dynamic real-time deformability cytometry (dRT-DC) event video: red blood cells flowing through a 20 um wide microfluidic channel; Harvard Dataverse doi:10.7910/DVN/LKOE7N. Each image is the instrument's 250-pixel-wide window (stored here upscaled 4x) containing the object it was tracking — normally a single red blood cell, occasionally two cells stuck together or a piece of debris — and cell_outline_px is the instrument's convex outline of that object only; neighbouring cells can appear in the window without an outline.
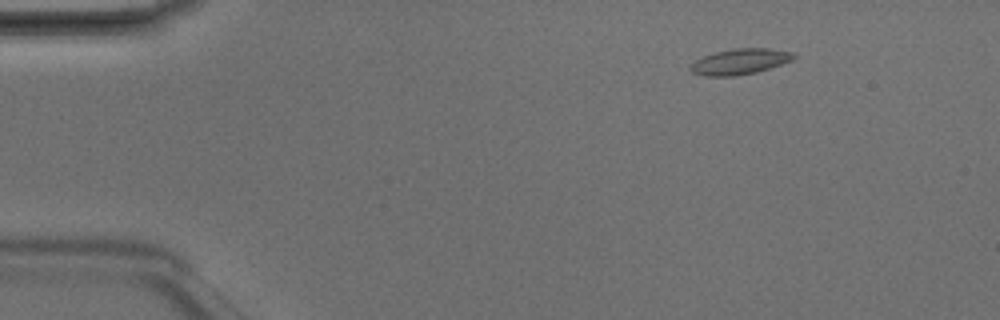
{"species": "Egyptian fruit bat (a non-hibernating species)", "species_latin": "Rousettus aegyptiacus", "temperature_condition": "room temperature", "stored_images_in_passage": 2, "camera_frame_rate_fps": 3000, "um_per_image_px": 0.085, "animal": {"sex": "male"}, "frame": {"image": 1, "passage_image": 1, "time_ms": 0.0, "image_size_px": [1000, 320], "cell_outline_px": [[796, 56], [792, 60], [756, 72], [732, 76], [704, 76], [692, 72], [688, 68], [688, 64], [704, 56], [716, 52], [736, 48], [768, 48], [792, 52]], "centroid_in_image_um": [62.84, 5.23], "position_along_channel_um": 22.2, "area_um2": 15.32}}